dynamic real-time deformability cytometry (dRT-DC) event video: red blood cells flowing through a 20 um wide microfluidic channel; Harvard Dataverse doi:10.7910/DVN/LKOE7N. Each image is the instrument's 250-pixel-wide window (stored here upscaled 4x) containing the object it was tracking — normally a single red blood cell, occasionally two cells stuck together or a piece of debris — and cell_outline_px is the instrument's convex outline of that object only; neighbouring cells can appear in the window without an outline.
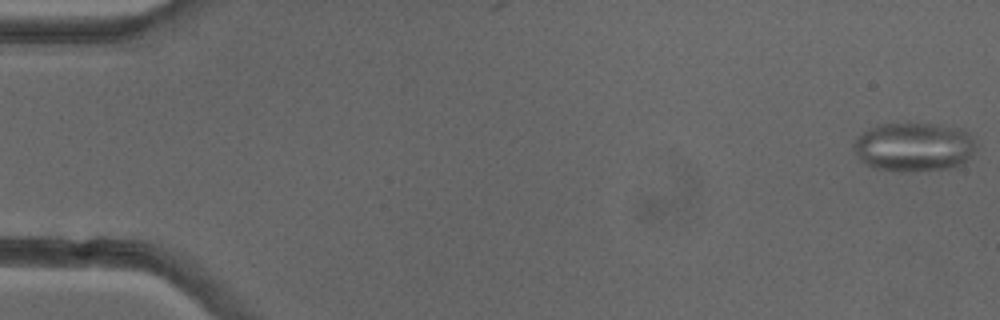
{"species": "common noctule bat (a hibernating species)", "species_latin": "Nyctalus noctula", "temperature_condition": "cold", "stored_images_in_passage": 44, "camera_frame_rate_fps": 3000, "um_per_image_px": 0.085, "animal": {"sex": "female"}, "frame": {"image": 1, "passage_image": 1, "time_ms": 0.0, "image_size_px": [1000, 320], "cell_outline_px": [[980, 144], [972, 156], [960, 164], [948, 168], [912, 172], [896, 172], [876, 168], [860, 160], [852, 148], [852, 144], [860, 132], [876, 124], [940, 124], [964, 128]], "centroid_in_image_um": [77.71, 12.48], "position_along_channel_um": 7.3, "area_um2": 35.78}, "authors_computed_cell_mechanics": {"area_um2": 28.5821, "velocity_mm_per_s": 3.9637, "shape_relaxation_time_tau1_ms": null, "shape_relaxation_time_tau2_ms": 1.5917, "deformation_change_tau1": null, "deformation_change_tau2": 0.0988}}